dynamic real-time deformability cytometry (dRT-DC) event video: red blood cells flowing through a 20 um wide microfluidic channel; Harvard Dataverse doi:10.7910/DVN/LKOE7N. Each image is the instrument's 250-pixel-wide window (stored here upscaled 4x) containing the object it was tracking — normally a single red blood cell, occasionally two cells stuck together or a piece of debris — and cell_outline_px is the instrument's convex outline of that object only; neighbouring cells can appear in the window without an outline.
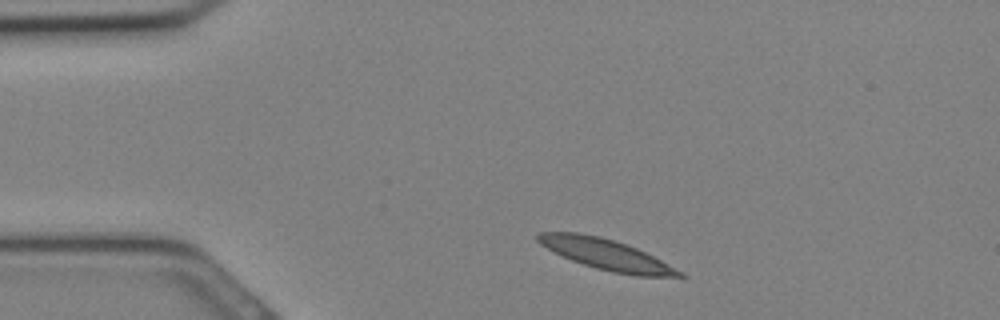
{"species": "Egyptian fruit bat (a non-hibernating species)", "species_latin": "Rousettus aegyptiacus", "temperature_condition": "cold", "stored_images_in_passage": 22, "camera_frame_rate_fps": 3000, "um_per_image_px": 0.085, "animal": {"sex": "female"}, "frame": {"image": 1, "passage_image": 1, "time_ms": 0.0, "image_size_px": [1000, 320], "cell_outline_px": [[684, 276], [636, 276], [612, 272], [596, 268], [572, 260], [540, 244], [536, 240], [536, 236], [540, 232], [580, 232], [600, 236], [636, 248], [684, 272]], "centroid_in_image_um": [51.5, 21.62], "position_along_channel_um": 33.5, "area_um2": 24.74}}
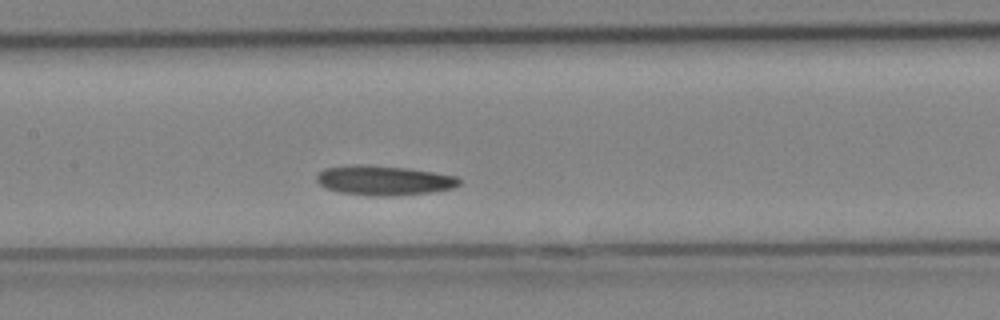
{"frame": {"image": 2, "passage_image": 10, "time_ms": 3.0, "image_size_px": [1000, 320], "cell_outline_px": [[460, 184], [452, 188], [432, 192], [396, 196], [368, 196], [340, 192], [324, 188], [316, 180], [316, 172], [324, 168], [352, 164], [356, 164], [408, 168], [456, 176], [460, 180]], "centroid_in_image_um": [32.57, 15.34], "position_along_channel_um": 174.8, "area_um2": 24.85}}
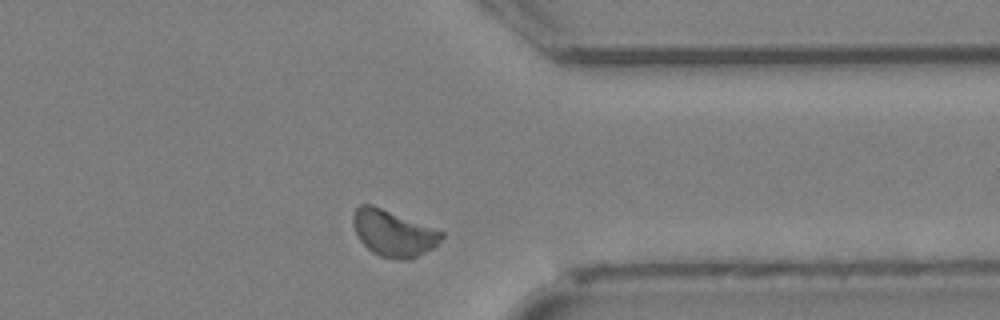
{"frame": {"image": 3, "passage_image": 20, "time_ms": 6.333, "image_size_px": [1000, 320], "cell_outline_px": [[444, 236], [432, 248], [408, 260], [400, 260], [380, 256], [372, 252], [360, 240], [352, 224], [352, 216], [356, 208], [360, 204], [372, 204], [444, 232]], "centroid_in_image_um": [33.4, 19.81], "position_along_channel_um": 378.0, "area_um2": 23.58}}